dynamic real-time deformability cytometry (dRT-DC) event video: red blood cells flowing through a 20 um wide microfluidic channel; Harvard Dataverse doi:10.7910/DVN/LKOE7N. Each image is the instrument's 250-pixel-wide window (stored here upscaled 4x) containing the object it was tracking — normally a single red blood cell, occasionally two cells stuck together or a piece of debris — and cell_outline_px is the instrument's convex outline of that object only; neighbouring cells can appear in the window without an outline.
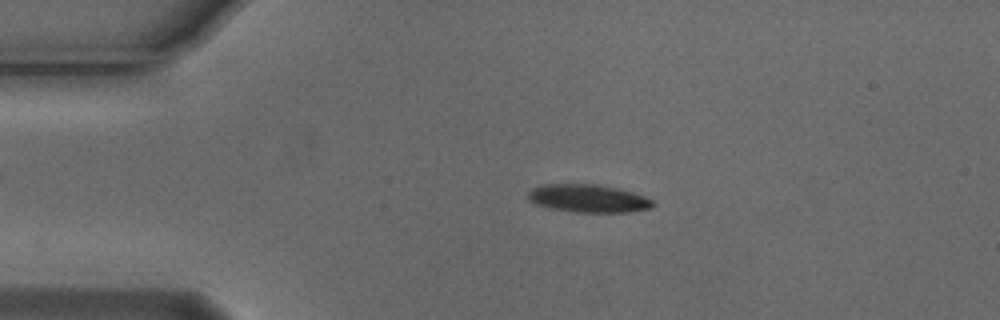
{"species": "Egyptian fruit bat (a non-hibernating species)", "species_latin": "Rousettus aegyptiacus", "temperature_condition": "cold", "stored_images_in_passage": 54, "camera_frame_rate_fps": 3000, "um_per_image_px": 0.085, "animal": {"sex": "male"}, "frame": {"image": 1, "passage_image": 11, "time_ms": 3.333, "image_size_px": [1000, 320], "cell_outline_px": [[656, 204], [652, 208], [628, 212], [576, 212], [552, 208], [536, 204], [528, 200], [528, 192], [532, 188], [540, 184], [596, 184], [620, 188], [644, 196], [652, 200]], "centroid_in_image_um": [50.01, 16.85], "position_along_channel_um": 35.0, "area_um2": 20.4}}
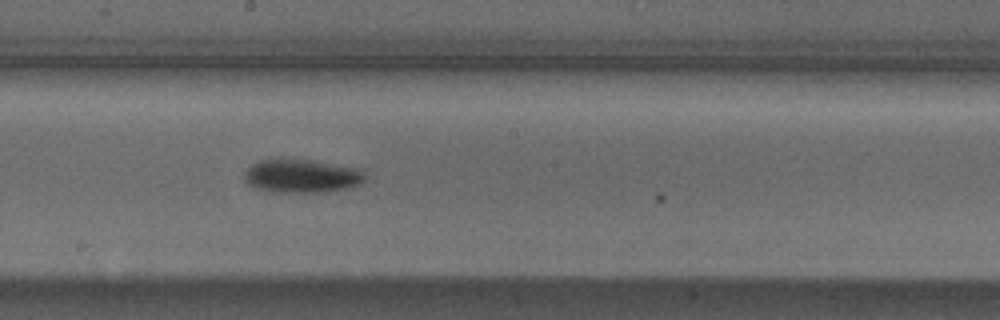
{"frame": {"image": 2, "passage_image": 29, "time_ms": 9.333, "image_size_px": [1000, 320], "cell_outline_px": [[364, 180], [360, 184], [348, 188], [316, 192], [268, 192], [256, 188], [248, 184], [244, 180], [244, 172], [252, 164], [260, 160], [280, 156], [292, 156], [360, 168], [364, 172]], "centroid_in_image_um": [25.59, 14.9], "position_along_channel_um": 222.6, "area_um2": 24.45}}
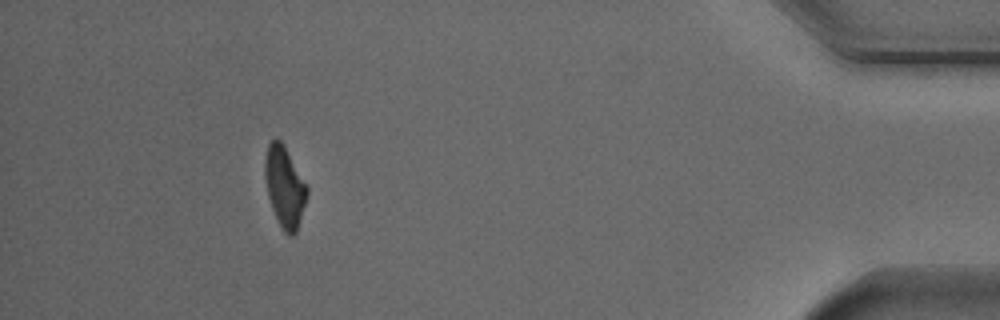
{"frame": {"image": 3, "passage_image": 49, "time_ms": 16.0, "image_size_px": [1000, 320], "cell_outline_px": [[308, 196], [296, 232], [292, 236], [288, 236], [284, 232], [272, 208], [268, 196], [264, 176], [264, 160], [268, 144], [272, 140], [280, 140], [284, 144], [308, 188]], "centroid_in_image_um": [24.19, 15.88], "position_along_channel_um": 411.0, "area_um2": 19.71}, "authors_computed_cell_mechanics": {"area_um2": 20.8658, "velocity_mm_per_s": 3.762, "shape_relaxation_time_tau1_ms": 2.4665, "shape_relaxation_time_tau2_ms": null, "deformation_change_tau1": 0.1525, "deformation_change_tau2": null}}